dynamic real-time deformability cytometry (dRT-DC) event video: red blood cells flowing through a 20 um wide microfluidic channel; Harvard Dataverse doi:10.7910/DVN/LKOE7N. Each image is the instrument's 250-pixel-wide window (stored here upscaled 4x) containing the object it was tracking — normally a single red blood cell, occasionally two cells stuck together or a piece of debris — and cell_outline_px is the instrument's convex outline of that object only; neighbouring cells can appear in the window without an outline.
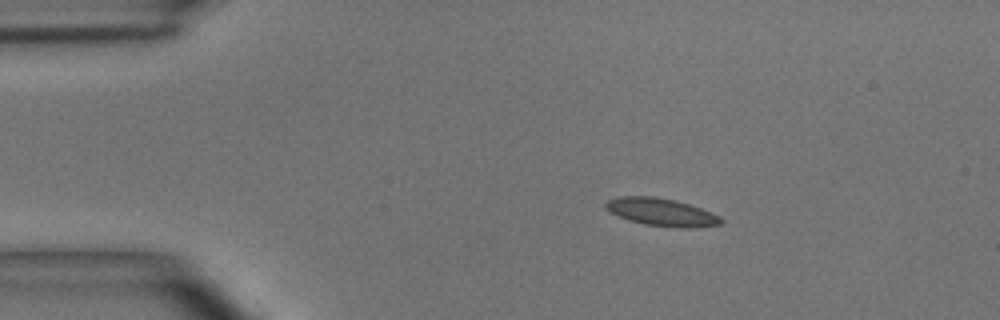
{"species": "common noctule bat (a hibernating species)", "species_latin": "Nyctalus noctula", "temperature_condition": "room temperature", "stored_images_in_passage": 4, "camera_frame_rate_fps": 3000, "um_per_image_px": 0.085, "animal": {"sex": "male", "body_mass_g": 15.6}, "frame": {"image": 1, "passage_image": 1, "time_ms": 0.0, "image_size_px": [1000, 320], "cell_outline_px": [[724, 220], [720, 224], [692, 228], [680, 228], [644, 224], [628, 220], [612, 212], [604, 204], [608, 200], [620, 196], [656, 196], [676, 200], [700, 208], [720, 216]], "centroid_in_image_um": [56.25, 18.03], "position_along_channel_um": 28.7, "area_um2": 18.44}}
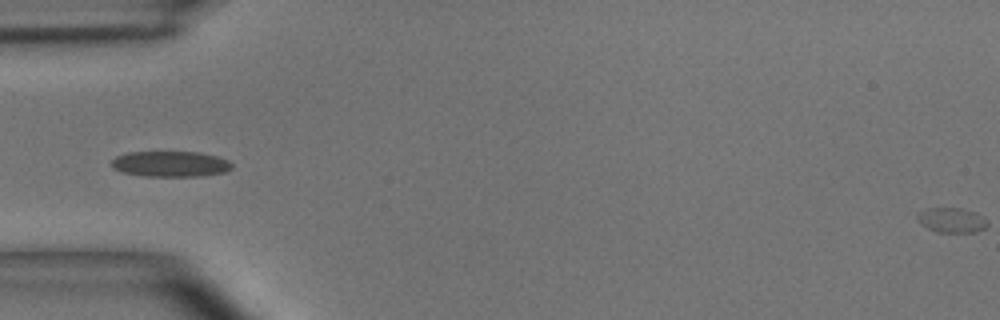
{"frame": {"image": 2, "passage_image": 3, "time_ms": 0.667, "image_size_px": [1000, 320], "cell_outline_px": [[232, 168], [228, 172], [200, 176], [144, 176], [120, 172], [112, 168], [112, 160], [116, 156], [128, 152], [200, 152], [216, 156], [228, 160], [232, 164]], "centroid_in_image_um": [14.49, 13.94], "position_along_channel_um": 70.5, "area_um2": 18.15}}
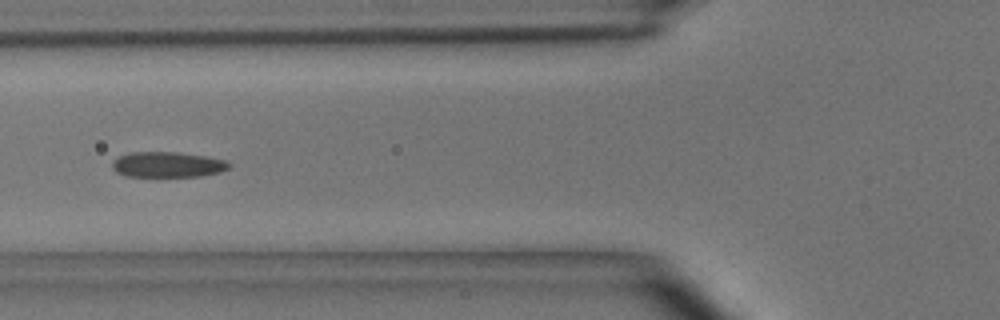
{"frame": {"image": 3, "passage_image": 4, "time_ms": 1.0, "image_size_px": [1000, 320], "cell_outline_px": [[232, 164], [228, 168], [220, 172], [200, 176], [124, 176], [116, 172], [112, 168], [112, 160], [120, 156], [132, 152], [176, 152], [204, 156], [228, 160]], "centroid_in_image_um": [14.25, 13.99], "position_along_channel_um": 111.6, "area_um2": 17.34}}